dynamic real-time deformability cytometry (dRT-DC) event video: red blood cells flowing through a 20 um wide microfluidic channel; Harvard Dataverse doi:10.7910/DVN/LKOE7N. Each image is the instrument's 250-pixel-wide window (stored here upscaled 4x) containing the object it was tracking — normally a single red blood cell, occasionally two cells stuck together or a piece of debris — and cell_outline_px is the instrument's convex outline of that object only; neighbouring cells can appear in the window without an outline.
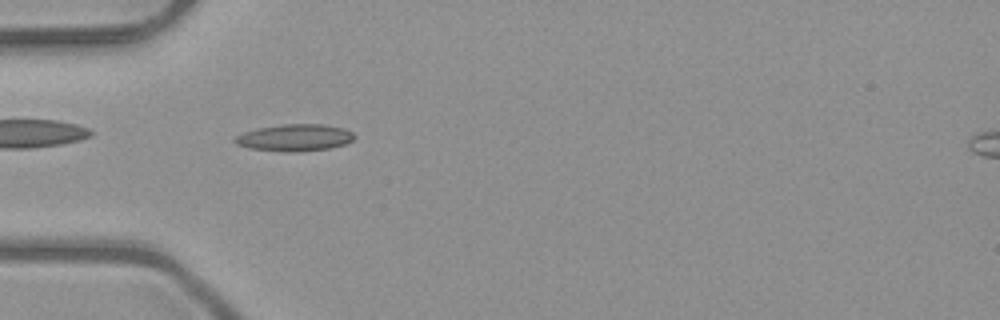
{"species": "common noctule bat (a hibernating species)", "species_latin": "Nyctalus noctula", "temperature_condition": "room temperature", "stored_images_in_passage": 51, "camera_frame_rate_fps": 3000, "um_per_image_px": 0.085, "animal": {"sex": "male", "body_mass_g": 23.1, "forearm_length_mm": 52.7}, "frame": {"image": 1, "passage_image": 16, "time_ms": 5.0, "image_size_px": [1000, 320], "cell_outline_px": [[356, 136], [352, 140], [344, 144], [328, 148], [296, 152], [284, 152], [248, 148], [236, 144], [232, 140], [236, 136], [244, 132], [256, 128], [284, 124], [324, 124], [344, 128], [352, 132]], "centroid_in_image_um": [25.03, 11.7], "position_along_channel_um": 60.0, "area_um2": 18.79}}
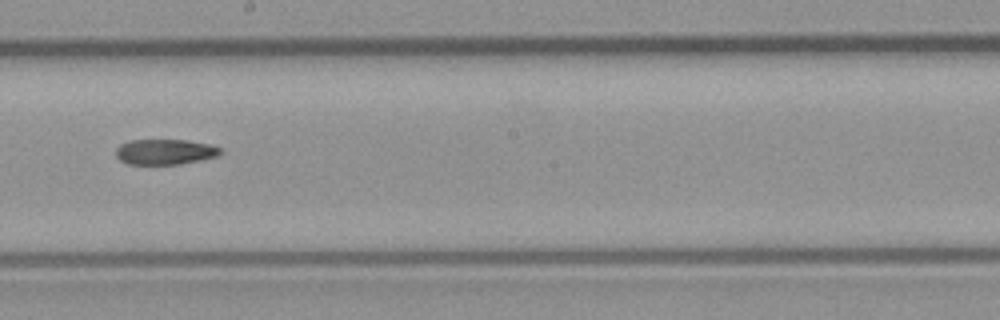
{"frame": {"image": 2, "passage_image": 29, "time_ms": 9.333, "image_size_px": [1000, 320], "cell_outline_px": [[224, 152], [220, 156], [180, 164], [128, 164], [120, 160], [116, 156], [116, 148], [120, 144], [128, 140], [184, 140], [208, 144], [220, 148]], "centroid_in_image_um": [14.03, 12.91], "position_along_channel_um": 234.2, "area_um2": 15.55}}
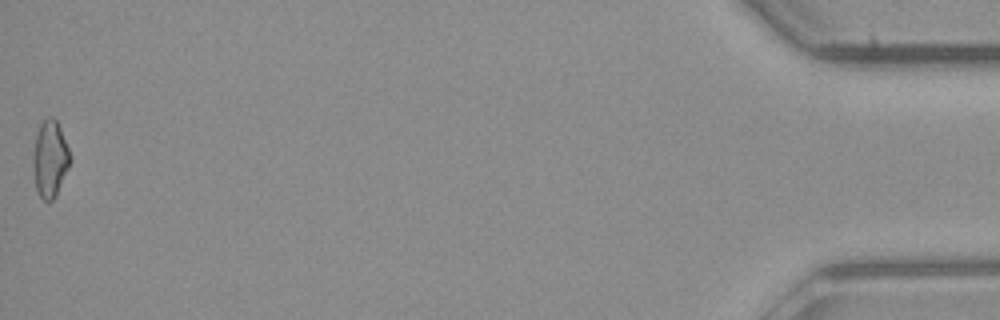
{"frame": {"image": 3, "passage_image": 51, "time_ms": 16.667, "image_size_px": [1000, 320], "cell_outline_px": [[72, 160], [56, 196], [52, 200], [44, 200], [36, 192], [32, 160], [36, 136], [40, 124], [48, 116], [52, 116], [56, 120], [60, 128], [68, 148]], "centroid_in_image_um": [4.25, 13.52], "position_along_channel_um": 431.0, "area_um2": 16.53}, "authors_computed_cell_mechanics": {"area_um2": 16.4152, "velocity_mm_per_s": 4.0661, "shape_relaxation_time_tau1_ms": null, "shape_relaxation_time_tau2_ms": 8.5297, "deformation_change_tau1": null, "deformation_change_tau2": 0.183}}